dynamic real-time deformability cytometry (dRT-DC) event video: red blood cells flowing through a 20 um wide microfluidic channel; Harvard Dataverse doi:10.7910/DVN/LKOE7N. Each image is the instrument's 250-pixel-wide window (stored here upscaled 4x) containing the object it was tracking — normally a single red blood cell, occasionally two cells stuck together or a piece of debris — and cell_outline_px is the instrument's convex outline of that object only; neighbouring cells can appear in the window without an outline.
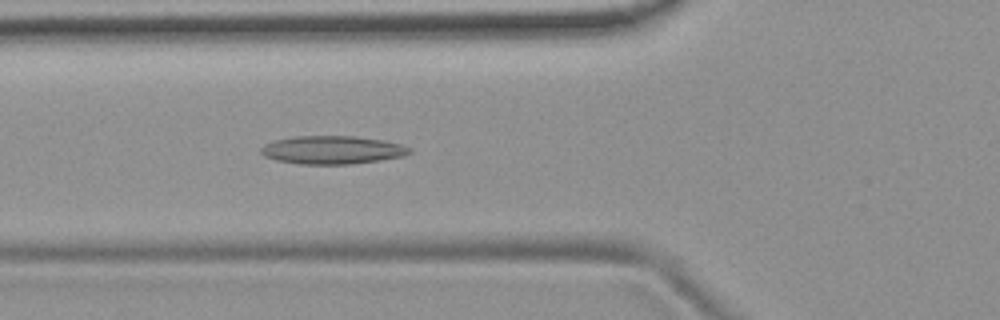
{"species": "common noctule bat (a hibernating species)", "species_latin": "Nyctalus noctula", "temperature_condition": "room temperature", "stored_images_in_passage": 50, "camera_frame_rate_fps": 3000, "um_per_image_px": 0.085, "animal": {"sex": "female", "body_mass_g": 19.9}, "frame": {"image": 1, "passage_image": 16, "time_ms": 5.0, "image_size_px": [1000, 320], "cell_outline_px": [[412, 152], [404, 156], [380, 160], [352, 164], [300, 164], [276, 160], [264, 156], [260, 152], [260, 148], [264, 144], [276, 140], [292, 136], [352, 136], [384, 140], [400, 144], [412, 148]], "centroid_in_image_um": [28.25, 12.74], "position_along_channel_um": 97.6, "area_um2": 24.51}}
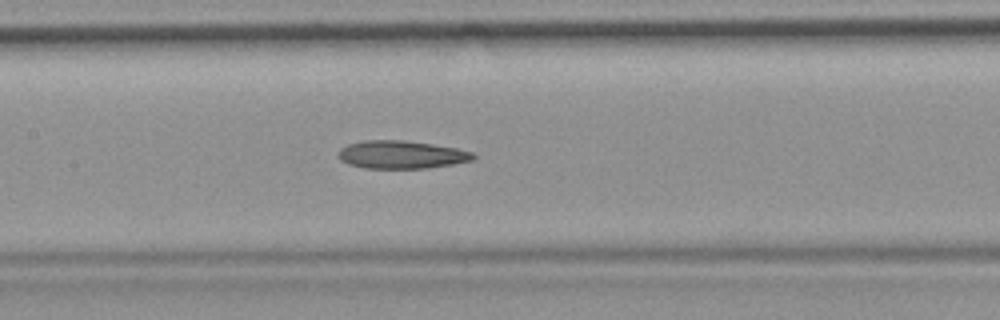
{"frame": {"image": 2, "passage_image": 22, "time_ms": 7.0, "image_size_px": [1000, 320], "cell_outline_px": [[476, 156], [472, 160], [452, 164], [428, 168], [364, 168], [348, 164], [340, 160], [340, 148], [348, 144], [364, 140], [404, 140], [432, 144], [456, 148], [476, 152]], "centroid_in_image_um": [34.14, 13.14], "position_along_channel_um": 173.3, "area_um2": 21.96}}
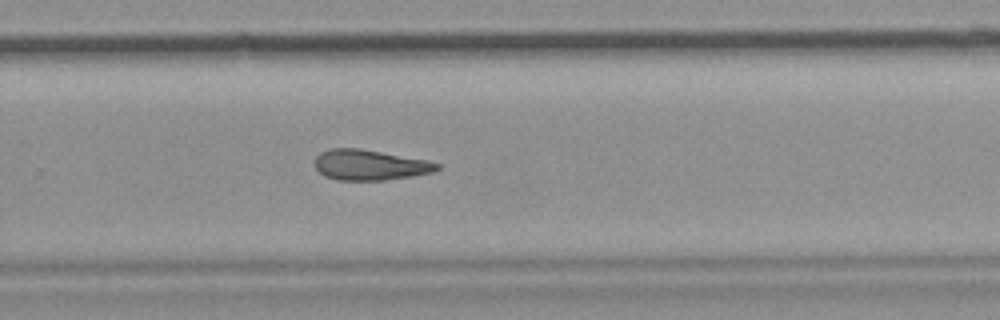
{"frame": {"image": 3, "passage_image": 32, "time_ms": 10.333, "image_size_px": [1000, 320], "cell_outline_px": [[440, 168], [432, 172], [384, 180], [336, 180], [324, 176], [316, 168], [316, 156], [320, 152], [328, 148], [360, 148], [424, 160], [440, 164]], "centroid_in_image_um": [31.37, 14.02], "position_along_channel_um": 298.4, "area_um2": 21.39}}